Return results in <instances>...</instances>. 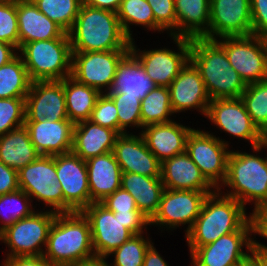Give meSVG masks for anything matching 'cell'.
<instances>
[{
  "instance_id": "74e56055",
  "label": "cell",
  "mask_w": 267,
  "mask_h": 266,
  "mask_svg": "<svg viewBox=\"0 0 267 266\" xmlns=\"http://www.w3.org/2000/svg\"><path fill=\"white\" fill-rule=\"evenodd\" d=\"M38 10L68 33L77 18L83 0H32Z\"/></svg>"
},
{
  "instance_id": "7bdbcfd3",
  "label": "cell",
  "mask_w": 267,
  "mask_h": 266,
  "mask_svg": "<svg viewBox=\"0 0 267 266\" xmlns=\"http://www.w3.org/2000/svg\"><path fill=\"white\" fill-rule=\"evenodd\" d=\"M89 120L94 124L115 130L119 133L117 109L113 100L106 93H102L97 99Z\"/></svg>"
},
{
  "instance_id": "f5cc1de1",
  "label": "cell",
  "mask_w": 267,
  "mask_h": 266,
  "mask_svg": "<svg viewBox=\"0 0 267 266\" xmlns=\"http://www.w3.org/2000/svg\"><path fill=\"white\" fill-rule=\"evenodd\" d=\"M122 0H83V4L117 13Z\"/></svg>"
},
{
  "instance_id": "83f0119b",
  "label": "cell",
  "mask_w": 267,
  "mask_h": 266,
  "mask_svg": "<svg viewBox=\"0 0 267 266\" xmlns=\"http://www.w3.org/2000/svg\"><path fill=\"white\" fill-rule=\"evenodd\" d=\"M157 85L146 75L139 59L129 51L117 64L116 74L107 93H125L142 100Z\"/></svg>"
},
{
  "instance_id": "5bb4252c",
  "label": "cell",
  "mask_w": 267,
  "mask_h": 266,
  "mask_svg": "<svg viewBox=\"0 0 267 266\" xmlns=\"http://www.w3.org/2000/svg\"><path fill=\"white\" fill-rule=\"evenodd\" d=\"M205 118L218 130L233 136L234 139L250 142L251 147L259 146L267 138L253 124L241 98L212 99Z\"/></svg>"
},
{
  "instance_id": "ab89813d",
  "label": "cell",
  "mask_w": 267,
  "mask_h": 266,
  "mask_svg": "<svg viewBox=\"0 0 267 266\" xmlns=\"http://www.w3.org/2000/svg\"><path fill=\"white\" fill-rule=\"evenodd\" d=\"M114 102L119 121V134L127 133L128 127L142 129L141 100L125 93H106Z\"/></svg>"
},
{
  "instance_id": "4fadbf2b",
  "label": "cell",
  "mask_w": 267,
  "mask_h": 266,
  "mask_svg": "<svg viewBox=\"0 0 267 266\" xmlns=\"http://www.w3.org/2000/svg\"><path fill=\"white\" fill-rule=\"evenodd\" d=\"M211 193L213 192L165 188L158 210L150 219V225L158 226L162 229L161 233L165 229L173 231L186 225V234L199 216L205 198Z\"/></svg>"
},
{
  "instance_id": "7a4b0ae2",
  "label": "cell",
  "mask_w": 267,
  "mask_h": 266,
  "mask_svg": "<svg viewBox=\"0 0 267 266\" xmlns=\"http://www.w3.org/2000/svg\"><path fill=\"white\" fill-rule=\"evenodd\" d=\"M43 257L57 266L96 259L90 223L82 212L56 214Z\"/></svg>"
},
{
  "instance_id": "8fae6325",
  "label": "cell",
  "mask_w": 267,
  "mask_h": 266,
  "mask_svg": "<svg viewBox=\"0 0 267 266\" xmlns=\"http://www.w3.org/2000/svg\"><path fill=\"white\" fill-rule=\"evenodd\" d=\"M215 41L246 85L267 79V51L261 36H226Z\"/></svg>"
},
{
  "instance_id": "3957f363",
  "label": "cell",
  "mask_w": 267,
  "mask_h": 266,
  "mask_svg": "<svg viewBox=\"0 0 267 266\" xmlns=\"http://www.w3.org/2000/svg\"><path fill=\"white\" fill-rule=\"evenodd\" d=\"M68 35L72 52L130 50L117 13L83 3Z\"/></svg>"
},
{
  "instance_id": "277c9868",
  "label": "cell",
  "mask_w": 267,
  "mask_h": 266,
  "mask_svg": "<svg viewBox=\"0 0 267 266\" xmlns=\"http://www.w3.org/2000/svg\"><path fill=\"white\" fill-rule=\"evenodd\" d=\"M251 217L240 202L216 190L205 198L199 216L184 239L189 249H197L239 230Z\"/></svg>"
},
{
  "instance_id": "f6af8a7d",
  "label": "cell",
  "mask_w": 267,
  "mask_h": 266,
  "mask_svg": "<svg viewBox=\"0 0 267 266\" xmlns=\"http://www.w3.org/2000/svg\"><path fill=\"white\" fill-rule=\"evenodd\" d=\"M100 203L113 212L139 211L133 196L122 188L114 191Z\"/></svg>"
},
{
  "instance_id": "d6986e66",
  "label": "cell",
  "mask_w": 267,
  "mask_h": 266,
  "mask_svg": "<svg viewBox=\"0 0 267 266\" xmlns=\"http://www.w3.org/2000/svg\"><path fill=\"white\" fill-rule=\"evenodd\" d=\"M69 120L63 80L31 82L25 97V121Z\"/></svg>"
},
{
  "instance_id": "7dc6e473",
  "label": "cell",
  "mask_w": 267,
  "mask_h": 266,
  "mask_svg": "<svg viewBox=\"0 0 267 266\" xmlns=\"http://www.w3.org/2000/svg\"><path fill=\"white\" fill-rule=\"evenodd\" d=\"M252 17V34H267V0H250Z\"/></svg>"
},
{
  "instance_id": "9c48e42d",
  "label": "cell",
  "mask_w": 267,
  "mask_h": 266,
  "mask_svg": "<svg viewBox=\"0 0 267 266\" xmlns=\"http://www.w3.org/2000/svg\"><path fill=\"white\" fill-rule=\"evenodd\" d=\"M19 188L31 200L44 204L49 210L63 213V193L56 174V155H40L18 171Z\"/></svg>"
},
{
  "instance_id": "d4e9b609",
  "label": "cell",
  "mask_w": 267,
  "mask_h": 266,
  "mask_svg": "<svg viewBox=\"0 0 267 266\" xmlns=\"http://www.w3.org/2000/svg\"><path fill=\"white\" fill-rule=\"evenodd\" d=\"M19 49L33 41L69 38L58 24L38 10L32 0L17 5Z\"/></svg>"
},
{
  "instance_id": "836d02e7",
  "label": "cell",
  "mask_w": 267,
  "mask_h": 266,
  "mask_svg": "<svg viewBox=\"0 0 267 266\" xmlns=\"http://www.w3.org/2000/svg\"><path fill=\"white\" fill-rule=\"evenodd\" d=\"M31 82L23 59L18 54L0 67V98H25Z\"/></svg>"
},
{
  "instance_id": "9f6ffc18",
  "label": "cell",
  "mask_w": 267,
  "mask_h": 266,
  "mask_svg": "<svg viewBox=\"0 0 267 266\" xmlns=\"http://www.w3.org/2000/svg\"><path fill=\"white\" fill-rule=\"evenodd\" d=\"M70 266H109L108 265V260L103 259V258H96L91 261L83 262V263H78Z\"/></svg>"
},
{
  "instance_id": "603a6c76",
  "label": "cell",
  "mask_w": 267,
  "mask_h": 266,
  "mask_svg": "<svg viewBox=\"0 0 267 266\" xmlns=\"http://www.w3.org/2000/svg\"><path fill=\"white\" fill-rule=\"evenodd\" d=\"M193 129L173 120L168 123L147 125L140 133L148 149L162 163L168 158L186 152V142Z\"/></svg>"
},
{
  "instance_id": "ee69618b",
  "label": "cell",
  "mask_w": 267,
  "mask_h": 266,
  "mask_svg": "<svg viewBox=\"0 0 267 266\" xmlns=\"http://www.w3.org/2000/svg\"><path fill=\"white\" fill-rule=\"evenodd\" d=\"M0 41L19 50L17 6L0 3Z\"/></svg>"
},
{
  "instance_id": "6da1fadb",
  "label": "cell",
  "mask_w": 267,
  "mask_h": 266,
  "mask_svg": "<svg viewBox=\"0 0 267 266\" xmlns=\"http://www.w3.org/2000/svg\"><path fill=\"white\" fill-rule=\"evenodd\" d=\"M264 148L267 149V141L252 147L253 154L231 150L225 180L217 189L222 194L236 199L245 208L247 203L253 204L251 214L267 205V155H259Z\"/></svg>"
},
{
  "instance_id": "44dd1931",
  "label": "cell",
  "mask_w": 267,
  "mask_h": 266,
  "mask_svg": "<svg viewBox=\"0 0 267 266\" xmlns=\"http://www.w3.org/2000/svg\"><path fill=\"white\" fill-rule=\"evenodd\" d=\"M129 132L118 136L112 151L121 171L161 177V162L148 149L141 133Z\"/></svg>"
},
{
  "instance_id": "9a60e30c",
  "label": "cell",
  "mask_w": 267,
  "mask_h": 266,
  "mask_svg": "<svg viewBox=\"0 0 267 266\" xmlns=\"http://www.w3.org/2000/svg\"><path fill=\"white\" fill-rule=\"evenodd\" d=\"M130 50L72 52L71 77L77 82L107 93L117 64Z\"/></svg>"
},
{
  "instance_id": "8992f818",
  "label": "cell",
  "mask_w": 267,
  "mask_h": 266,
  "mask_svg": "<svg viewBox=\"0 0 267 266\" xmlns=\"http://www.w3.org/2000/svg\"><path fill=\"white\" fill-rule=\"evenodd\" d=\"M18 54L22 57L30 80H63L71 76L70 38H56L25 43Z\"/></svg>"
},
{
  "instance_id": "e0dca14e",
  "label": "cell",
  "mask_w": 267,
  "mask_h": 266,
  "mask_svg": "<svg viewBox=\"0 0 267 266\" xmlns=\"http://www.w3.org/2000/svg\"><path fill=\"white\" fill-rule=\"evenodd\" d=\"M82 213L90 223L96 258L105 259L133 235L119 218L114 216L113 211L108 210L101 203H91Z\"/></svg>"
},
{
  "instance_id": "7c38bea8",
  "label": "cell",
  "mask_w": 267,
  "mask_h": 266,
  "mask_svg": "<svg viewBox=\"0 0 267 266\" xmlns=\"http://www.w3.org/2000/svg\"><path fill=\"white\" fill-rule=\"evenodd\" d=\"M170 37L177 46V52L169 47L140 50L134 40L130 43V51L139 59L146 75L157 86L168 87L190 60V39Z\"/></svg>"
},
{
  "instance_id": "c3c4849f",
  "label": "cell",
  "mask_w": 267,
  "mask_h": 266,
  "mask_svg": "<svg viewBox=\"0 0 267 266\" xmlns=\"http://www.w3.org/2000/svg\"><path fill=\"white\" fill-rule=\"evenodd\" d=\"M254 221V235L267 239V205L260 207L252 214ZM255 249L267 253V244L255 240Z\"/></svg>"
},
{
  "instance_id": "ac0fdd59",
  "label": "cell",
  "mask_w": 267,
  "mask_h": 266,
  "mask_svg": "<svg viewBox=\"0 0 267 266\" xmlns=\"http://www.w3.org/2000/svg\"><path fill=\"white\" fill-rule=\"evenodd\" d=\"M251 34L250 0H210L208 39Z\"/></svg>"
},
{
  "instance_id": "2e32d148",
  "label": "cell",
  "mask_w": 267,
  "mask_h": 266,
  "mask_svg": "<svg viewBox=\"0 0 267 266\" xmlns=\"http://www.w3.org/2000/svg\"><path fill=\"white\" fill-rule=\"evenodd\" d=\"M56 174L63 193V213L82 212L90 205L86 161L72 151L58 154Z\"/></svg>"
},
{
  "instance_id": "681fc988",
  "label": "cell",
  "mask_w": 267,
  "mask_h": 266,
  "mask_svg": "<svg viewBox=\"0 0 267 266\" xmlns=\"http://www.w3.org/2000/svg\"><path fill=\"white\" fill-rule=\"evenodd\" d=\"M18 172L0 161V195L19 190Z\"/></svg>"
},
{
  "instance_id": "680465c9",
  "label": "cell",
  "mask_w": 267,
  "mask_h": 266,
  "mask_svg": "<svg viewBox=\"0 0 267 266\" xmlns=\"http://www.w3.org/2000/svg\"><path fill=\"white\" fill-rule=\"evenodd\" d=\"M262 38H263V41H264V44H265V47H266V51H267V34H264L262 36Z\"/></svg>"
},
{
  "instance_id": "52a82bcc",
  "label": "cell",
  "mask_w": 267,
  "mask_h": 266,
  "mask_svg": "<svg viewBox=\"0 0 267 266\" xmlns=\"http://www.w3.org/2000/svg\"><path fill=\"white\" fill-rule=\"evenodd\" d=\"M56 214L49 209L36 210L31 216L20 219L2 231L0 241L9 248L3 260L43 255Z\"/></svg>"
},
{
  "instance_id": "d590c367",
  "label": "cell",
  "mask_w": 267,
  "mask_h": 266,
  "mask_svg": "<svg viewBox=\"0 0 267 266\" xmlns=\"http://www.w3.org/2000/svg\"><path fill=\"white\" fill-rule=\"evenodd\" d=\"M27 193L19 189L0 195V233L22 218L31 216L36 210Z\"/></svg>"
},
{
  "instance_id": "60d3db41",
  "label": "cell",
  "mask_w": 267,
  "mask_h": 266,
  "mask_svg": "<svg viewBox=\"0 0 267 266\" xmlns=\"http://www.w3.org/2000/svg\"><path fill=\"white\" fill-rule=\"evenodd\" d=\"M25 98H0V136L23 126Z\"/></svg>"
},
{
  "instance_id": "5b68a950",
  "label": "cell",
  "mask_w": 267,
  "mask_h": 266,
  "mask_svg": "<svg viewBox=\"0 0 267 266\" xmlns=\"http://www.w3.org/2000/svg\"><path fill=\"white\" fill-rule=\"evenodd\" d=\"M190 61L199 70L210 99L240 98L245 82L232 68L225 50L215 41L190 39Z\"/></svg>"
},
{
  "instance_id": "f1b7e54d",
  "label": "cell",
  "mask_w": 267,
  "mask_h": 266,
  "mask_svg": "<svg viewBox=\"0 0 267 266\" xmlns=\"http://www.w3.org/2000/svg\"><path fill=\"white\" fill-rule=\"evenodd\" d=\"M176 36L208 39L210 0H174Z\"/></svg>"
},
{
  "instance_id": "f35d334b",
  "label": "cell",
  "mask_w": 267,
  "mask_h": 266,
  "mask_svg": "<svg viewBox=\"0 0 267 266\" xmlns=\"http://www.w3.org/2000/svg\"><path fill=\"white\" fill-rule=\"evenodd\" d=\"M147 233L135 234L123 243L119 248L113 250L107 255L113 257V263H108L109 266H143L144 257L148 248L153 244L150 236ZM146 234V237L144 236Z\"/></svg>"
},
{
  "instance_id": "91938a15",
  "label": "cell",
  "mask_w": 267,
  "mask_h": 266,
  "mask_svg": "<svg viewBox=\"0 0 267 266\" xmlns=\"http://www.w3.org/2000/svg\"><path fill=\"white\" fill-rule=\"evenodd\" d=\"M235 266H246V258L240 264Z\"/></svg>"
},
{
  "instance_id": "4316f807",
  "label": "cell",
  "mask_w": 267,
  "mask_h": 266,
  "mask_svg": "<svg viewBox=\"0 0 267 266\" xmlns=\"http://www.w3.org/2000/svg\"><path fill=\"white\" fill-rule=\"evenodd\" d=\"M119 135L117 131L90 120L80 121L74 125L72 152L85 161L112 152Z\"/></svg>"
},
{
  "instance_id": "cb8c5ba5",
  "label": "cell",
  "mask_w": 267,
  "mask_h": 266,
  "mask_svg": "<svg viewBox=\"0 0 267 266\" xmlns=\"http://www.w3.org/2000/svg\"><path fill=\"white\" fill-rule=\"evenodd\" d=\"M161 180L166 189L203 192L217 190L186 152L161 163Z\"/></svg>"
},
{
  "instance_id": "ffe728a7",
  "label": "cell",
  "mask_w": 267,
  "mask_h": 266,
  "mask_svg": "<svg viewBox=\"0 0 267 266\" xmlns=\"http://www.w3.org/2000/svg\"><path fill=\"white\" fill-rule=\"evenodd\" d=\"M174 114L196 110L204 117L211 101L199 70L189 60L168 86Z\"/></svg>"
},
{
  "instance_id": "bcb514c9",
  "label": "cell",
  "mask_w": 267,
  "mask_h": 266,
  "mask_svg": "<svg viewBox=\"0 0 267 266\" xmlns=\"http://www.w3.org/2000/svg\"><path fill=\"white\" fill-rule=\"evenodd\" d=\"M115 217L124 224L133 235L145 233L150 226V219H148L140 211H128V212H113ZM146 229V230H145Z\"/></svg>"
},
{
  "instance_id": "d6a6232c",
  "label": "cell",
  "mask_w": 267,
  "mask_h": 266,
  "mask_svg": "<svg viewBox=\"0 0 267 266\" xmlns=\"http://www.w3.org/2000/svg\"><path fill=\"white\" fill-rule=\"evenodd\" d=\"M117 16L123 32L131 41L135 39L130 26H142L148 32L157 31V22L147 0H122Z\"/></svg>"
},
{
  "instance_id": "11a10c76",
  "label": "cell",
  "mask_w": 267,
  "mask_h": 266,
  "mask_svg": "<svg viewBox=\"0 0 267 266\" xmlns=\"http://www.w3.org/2000/svg\"><path fill=\"white\" fill-rule=\"evenodd\" d=\"M246 266H267V253L254 248L246 257Z\"/></svg>"
},
{
  "instance_id": "e575fe53",
  "label": "cell",
  "mask_w": 267,
  "mask_h": 266,
  "mask_svg": "<svg viewBox=\"0 0 267 266\" xmlns=\"http://www.w3.org/2000/svg\"><path fill=\"white\" fill-rule=\"evenodd\" d=\"M172 115L176 117L172 111L168 87L156 86L141 100L142 129L151 124L171 122L175 120Z\"/></svg>"
},
{
  "instance_id": "ba28073f",
  "label": "cell",
  "mask_w": 267,
  "mask_h": 266,
  "mask_svg": "<svg viewBox=\"0 0 267 266\" xmlns=\"http://www.w3.org/2000/svg\"><path fill=\"white\" fill-rule=\"evenodd\" d=\"M253 235V236H252ZM254 221L251 217L239 230L223 235L216 241L189 249L190 266H235L255 248ZM245 247V251L243 250Z\"/></svg>"
},
{
  "instance_id": "f907efd6",
  "label": "cell",
  "mask_w": 267,
  "mask_h": 266,
  "mask_svg": "<svg viewBox=\"0 0 267 266\" xmlns=\"http://www.w3.org/2000/svg\"><path fill=\"white\" fill-rule=\"evenodd\" d=\"M1 266H57L41 256L11 257L1 261Z\"/></svg>"
},
{
  "instance_id": "816d5d0a",
  "label": "cell",
  "mask_w": 267,
  "mask_h": 266,
  "mask_svg": "<svg viewBox=\"0 0 267 266\" xmlns=\"http://www.w3.org/2000/svg\"><path fill=\"white\" fill-rule=\"evenodd\" d=\"M143 266H169V264L159 254L153 243L146 251Z\"/></svg>"
},
{
  "instance_id": "30bf717a",
  "label": "cell",
  "mask_w": 267,
  "mask_h": 266,
  "mask_svg": "<svg viewBox=\"0 0 267 266\" xmlns=\"http://www.w3.org/2000/svg\"><path fill=\"white\" fill-rule=\"evenodd\" d=\"M210 132L193 129L186 142V153L205 178L218 189L226 177L231 149L228 141Z\"/></svg>"
},
{
  "instance_id": "484cf974",
  "label": "cell",
  "mask_w": 267,
  "mask_h": 266,
  "mask_svg": "<svg viewBox=\"0 0 267 266\" xmlns=\"http://www.w3.org/2000/svg\"><path fill=\"white\" fill-rule=\"evenodd\" d=\"M89 181L90 204L100 203L121 188V168L113 152L86 161Z\"/></svg>"
},
{
  "instance_id": "4dcf8cb0",
  "label": "cell",
  "mask_w": 267,
  "mask_h": 266,
  "mask_svg": "<svg viewBox=\"0 0 267 266\" xmlns=\"http://www.w3.org/2000/svg\"><path fill=\"white\" fill-rule=\"evenodd\" d=\"M39 156L25 125L0 136V161L17 172Z\"/></svg>"
},
{
  "instance_id": "1f68e13d",
  "label": "cell",
  "mask_w": 267,
  "mask_h": 266,
  "mask_svg": "<svg viewBox=\"0 0 267 266\" xmlns=\"http://www.w3.org/2000/svg\"><path fill=\"white\" fill-rule=\"evenodd\" d=\"M63 87L68 119L74 124L89 120L102 93L96 88L77 82L71 76L63 79Z\"/></svg>"
},
{
  "instance_id": "f546056e",
  "label": "cell",
  "mask_w": 267,
  "mask_h": 266,
  "mask_svg": "<svg viewBox=\"0 0 267 266\" xmlns=\"http://www.w3.org/2000/svg\"><path fill=\"white\" fill-rule=\"evenodd\" d=\"M121 188L133 196L138 210L148 219L157 212L165 190L161 177H149L130 172H122Z\"/></svg>"
},
{
  "instance_id": "b9f144b4",
  "label": "cell",
  "mask_w": 267,
  "mask_h": 266,
  "mask_svg": "<svg viewBox=\"0 0 267 266\" xmlns=\"http://www.w3.org/2000/svg\"><path fill=\"white\" fill-rule=\"evenodd\" d=\"M147 2L157 22V33L167 31L169 36H176L177 18L174 0H147Z\"/></svg>"
},
{
  "instance_id": "7402d4cb",
  "label": "cell",
  "mask_w": 267,
  "mask_h": 266,
  "mask_svg": "<svg viewBox=\"0 0 267 266\" xmlns=\"http://www.w3.org/2000/svg\"><path fill=\"white\" fill-rule=\"evenodd\" d=\"M30 140L40 155L54 156L72 151L74 123L70 120L25 121Z\"/></svg>"
},
{
  "instance_id": "db71d44e",
  "label": "cell",
  "mask_w": 267,
  "mask_h": 266,
  "mask_svg": "<svg viewBox=\"0 0 267 266\" xmlns=\"http://www.w3.org/2000/svg\"><path fill=\"white\" fill-rule=\"evenodd\" d=\"M18 55V49L6 42L0 41V67L9 63Z\"/></svg>"
},
{
  "instance_id": "6f0895ef",
  "label": "cell",
  "mask_w": 267,
  "mask_h": 266,
  "mask_svg": "<svg viewBox=\"0 0 267 266\" xmlns=\"http://www.w3.org/2000/svg\"><path fill=\"white\" fill-rule=\"evenodd\" d=\"M29 1V0H0V3L10 4V5H19L22 2Z\"/></svg>"
},
{
  "instance_id": "8d00e7d4",
  "label": "cell",
  "mask_w": 267,
  "mask_h": 266,
  "mask_svg": "<svg viewBox=\"0 0 267 266\" xmlns=\"http://www.w3.org/2000/svg\"><path fill=\"white\" fill-rule=\"evenodd\" d=\"M240 98L253 124L267 138V79L248 84Z\"/></svg>"
}]
</instances>
